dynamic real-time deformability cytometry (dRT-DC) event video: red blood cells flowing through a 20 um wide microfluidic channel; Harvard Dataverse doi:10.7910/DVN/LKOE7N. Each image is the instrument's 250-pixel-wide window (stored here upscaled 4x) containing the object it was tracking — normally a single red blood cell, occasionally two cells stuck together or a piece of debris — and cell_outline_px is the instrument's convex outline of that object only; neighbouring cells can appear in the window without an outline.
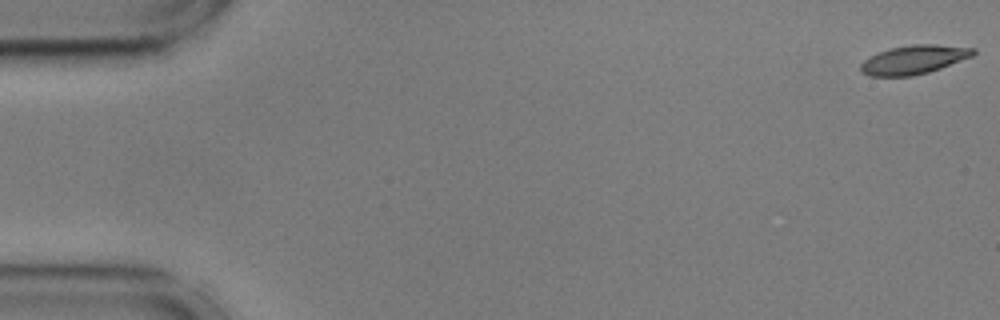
{"species": "common noctule bat (a hibernating species)", "species_latin": "Nyctalus noctula", "temperature_condition": "cold", "stored_images_in_passage": 56, "camera_frame_rate_fps": 3000, "um_per_image_px": 0.085, "animal": {"sex": "male", "body_mass_g": 17.9, "forearm_length_mm": 54.2}, "frame": {"image": 1, "passage_image": 1, "time_ms": 0.0, "image_size_px": [1000, 320], "cell_outline_px": [[976, 52], [972, 56], [940, 68], [928, 72], [912, 76], [868, 76], [860, 72], [860, 64], [864, 60], [888, 48], [912, 44], [936, 44], [976, 48]], "centroid_in_image_um": [77.66, 5.07], "position_along_channel_um": 7.3, "area_um2": 18.9}}
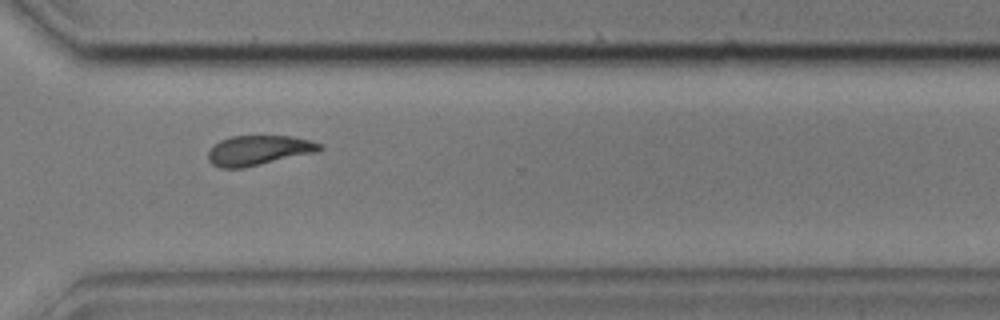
{"frame": {"image": 2, "passage_image": 41, "time_ms": 13.333, "image_size_px": [1000, 320], "cell_outline_px": [[324, 148], [320, 152], [244, 168], [220, 168], [212, 164], [208, 160], [208, 152], [220, 140], [232, 136], [292, 136], [312, 140], [324, 144]], "centroid_in_image_um": [22.07, 12.78], "position_along_channel_um": 348.5, "area_um2": 19.77}}
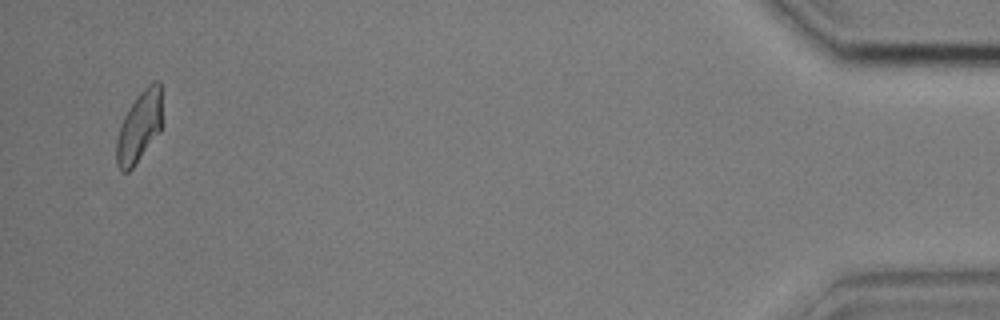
{"frame": {"image": 3, "passage_image": 54, "time_ms": 17.667, "image_size_px": [1000, 320], "cell_outline_px": [[164, 124], [160, 132], [132, 168], [128, 172], [120, 172], [116, 164], [116, 140], [120, 124], [124, 116], [136, 96], [152, 80], [160, 80]], "centroid_in_image_um": [11.87, 10.74], "position_along_channel_um": 423.3, "area_um2": 19.54}, "authors_computed_cell_mechanics": {"area_um2": 19.5364, "velocity_mm_per_s": 3.5958, "shape_relaxation_time_tau1_ms": 5.373, "shape_relaxation_time_tau2_ms": 4.1052, "deformation_change_tau1": 0.1541, "deformation_change_tau2": 0.1086}}